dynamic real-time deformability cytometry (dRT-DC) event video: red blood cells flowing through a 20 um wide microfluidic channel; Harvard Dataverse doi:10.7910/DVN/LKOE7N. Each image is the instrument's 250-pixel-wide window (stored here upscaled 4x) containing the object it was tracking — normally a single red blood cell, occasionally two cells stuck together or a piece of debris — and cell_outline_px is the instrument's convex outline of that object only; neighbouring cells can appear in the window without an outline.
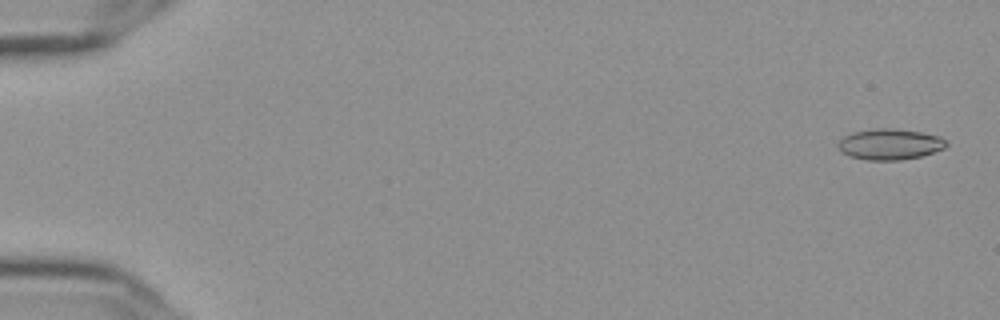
{"species": "Egyptian fruit bat (a non-hibernating species)", "species_latin": "Rousettus aegyptiacus", "temperature_condition": "cold", "stored_images_in_passage": 57, "camera_frame_rate_fps": 3000, "um_per_image_px": 0.085, "frame": {"image": 1, "passage_image": 2, "time_ms": 0.333, "image_size_px": [1000, 320], "cell_outline_px": [[948, 144], [944, 148], [920, 156], [900, 160], [868, 160], [848, 156], [840, 152], [836, 144], [844, 136], [852, 132], [876, 128], [892, 128], [920, 132], [940, 136]], "centroid_in_image_um": [75.58, 12.26], "position_along_channel_um": 9.4, "area_um2": 19.48}}
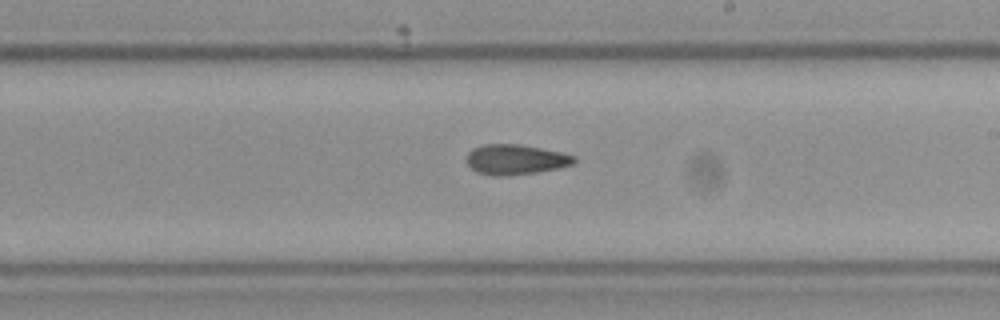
{"frame": {"image": 2, "passage_image": 34, "time_ms": 11.0, "image_size_px": [1000, 320], "cell_outline_px": [[576, 160], [572, 164], [556, 168], [536, 172], [508, 176], [492, 176], [476, 172], [464, 160], [468, 152], [472, 148], [484, 144], [520, 144], [560, 152], [576, 156]], "centroid_in_image_um": [43.76, 13.56], "position_along_channel_um": 245.2, "area_um2": 18.96}}
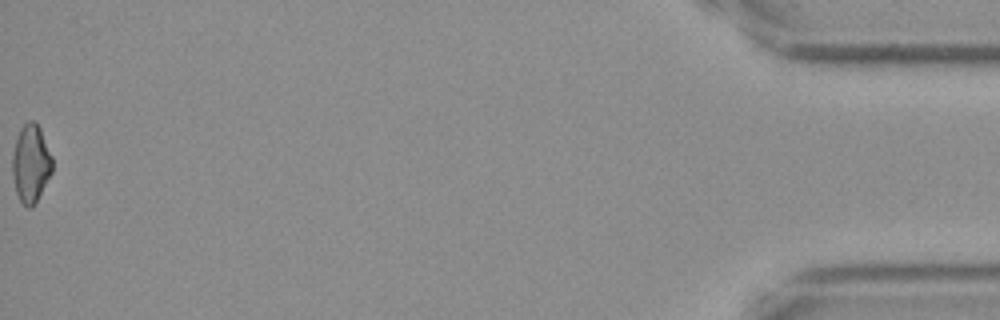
{"frame": {"image": 3, "passage_image": 57, "time_ms": 18.667, "image_size_px": [1000, 320], "cell_outline_px": [[52, 172], [32, 208], [28, 208], [20, 200], [16, 192], [12, 172], [12, 156], [16, 140], [20, 128], [28, 120], [36, 120], [40, 128], [52, 156]], "centroid_in_image_um": [2.62, 13.87], "position_along_channel_um": 432.6, "area_um2": 18.03}, "authors_computed_cell_mechanics": {"area_um2": 18.7272, "velocity_mm_per_s": 3.6554, "shape_relaxation_time_tau1_ms": null, "shape_relaxation_time_tau2_ms": 3.6095, "deformation_change_tau1": null, "deformation_change_tau2": 0.1195}}